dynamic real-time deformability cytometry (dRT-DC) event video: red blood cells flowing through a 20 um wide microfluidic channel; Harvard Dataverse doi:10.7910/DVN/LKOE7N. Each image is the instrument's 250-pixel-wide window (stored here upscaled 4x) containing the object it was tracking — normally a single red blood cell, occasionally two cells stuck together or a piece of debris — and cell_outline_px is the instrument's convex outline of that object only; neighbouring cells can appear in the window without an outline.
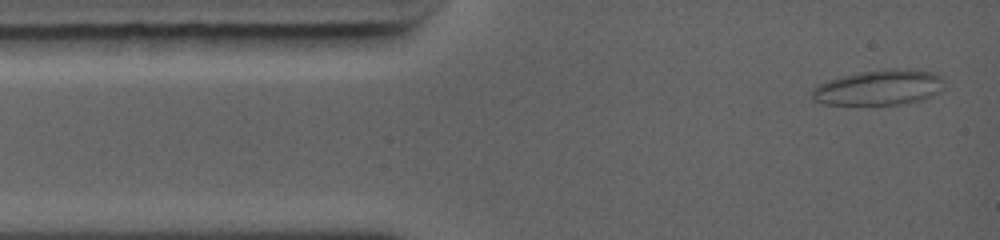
{"species": "common noctule bat (a hibernating species)", "species_latin": "Nyctalus noctula", "temperature_condition": "warm", "stored_images_in_passage": 38, "segment_of_instrument_passage": [1, 2], "camera_frame_rate_fps": 5000, "um_per_image_px": 0.085, "animal": {"sex": "female", "body_mass_g": 19.0, "forearm_length_mm": 56.7}, "frame": {"image": 1, "passage_image": 1, "time_ms": 0.0, "image_size_px": [1000, 240], "cell_outline_px": [[944, 76], [940, 92], [932, 96], [920, 100], [896, 104], [824, 104], [812, 100], [812, 92], [820, 84], [828, 80], [860, 72], [888, 68], [896, 68], [936, 72]], "centroid_in_image_um": [74.76, 7.43], "position_along_channel_um": 10.2, "area_um2": 26.99}}
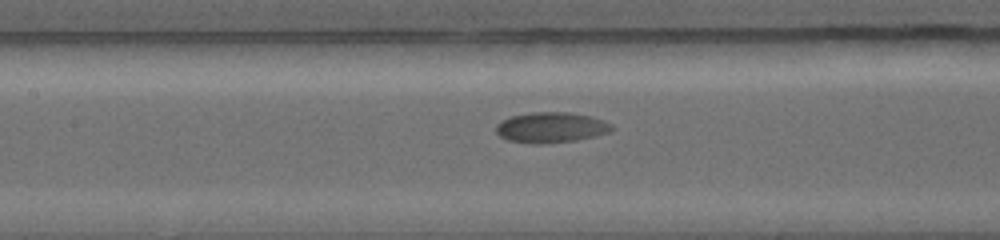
{"frame": {"image": 2, "passage_image": 14, "time_ms": 5.0, "image_size_px": [1000, 240], "cell_outline_px": [[616, 128], [612, 132], [596, 136], [576, 140], [544, 144], [536, 144], [508, 140], [500, 136], [496, 132], [496, 124], [500, 120], [512, 116], [532, 112], [572, 112], [592, 116], [612, 124]], "centroid_in_image_um": [46.88, 10.83], "position_along_channel_um": 160.5, "area_um2": 20.87}}
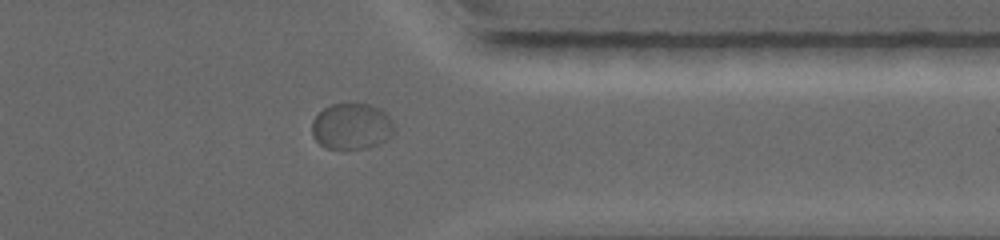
{"frame": {"image": 3, "passage_image": 28, "time_ms": 10.4, "image_size_px": [1000, 240], "cell_outline_px": [[396, 132], [388, 140], [368, 148], [344, 152], [324, 148], [312, 136], [312, 120], [324, 108], [332, 104], [368, 104], [380, 108], [392, 120], [396, 128]], "centroid_in_image_um": [29.91, 10.8], "position_along_channel_um": 381.5, "area_um2": 22.95}}